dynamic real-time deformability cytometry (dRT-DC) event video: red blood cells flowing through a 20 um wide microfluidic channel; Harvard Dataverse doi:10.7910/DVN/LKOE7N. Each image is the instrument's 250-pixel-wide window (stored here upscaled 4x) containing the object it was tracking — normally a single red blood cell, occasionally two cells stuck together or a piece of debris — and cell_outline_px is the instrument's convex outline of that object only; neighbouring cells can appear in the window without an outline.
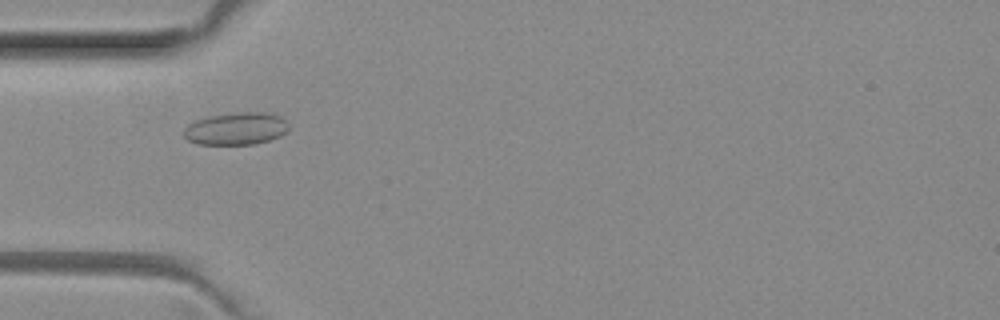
{"species": "common noctule bat (a hibernating species)", "species_latin": "Nyctalus noctula", "temperature_condition": "room temperature", "stored_images_in_passage": 6, "camera_frame_rate_fps": 3000, "um_per_image_px": 0.085, "animal": {"sex": "female", "body_mass_g": 29.2, "forearm_length_mm": 56.3}, "frame": {"image": 1, "passage_image": 4, "time_ms": 1.0, "image_size_px": [1000, 320], "cell_outline_px": [[288, 128], [280, 136], [268, 140], [252, 144], [196, 144], [188, 140], [184, 136], [184, 128], [188, 124], [196, 120], [208, 116], [240, 112], [268, 112], [280, 116], [288, 124]], "centroid_in_image_um": [20.05, 10.93], "position_along_channel_um": 65.0, "area_um2": 19.71}}
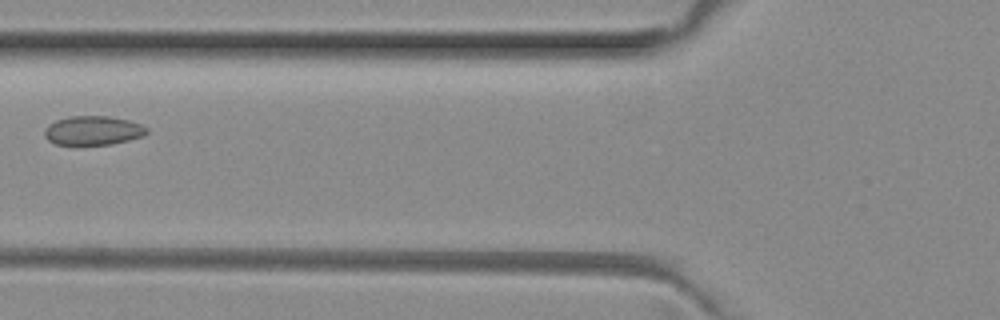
{"frame": {"image": 2, "passage_image": 5, "time_ms": 1.333, "image_size_px": [1000, 320], "cell_outline_px": [[148, 132], [144, 136], [112, 144], [56, 144], [48, 140], [44, 136], [44, 128], [48, 124], [56, 120], [68, 116], [108, 116], [128, 120], [140, 124], [148, 128]], "centroid_in_image_um": [7.89, 11.08], "position_along_channel_um": 117.9, "area_um2": 17.34}}
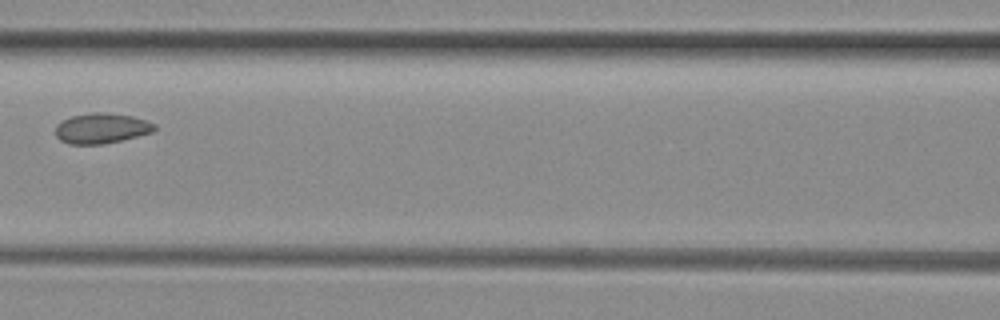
{"frame": {"image": 3, "passage_image": 6, "time_ms": 1.667, "image_size_px": [1000, 320], "cell_outline_px": [[156, 128], [152, 132], [120, 140], [100, 144], [68, 144], [60, 140], [56, 136], [56, 124], [60, 120], [72, 116], [92, 112], [104, 112], [132, 116], [156, 124]], "centroid_in_image_um": [8.58, 10.89], "position_along_channel_um": 158.0, "area_um2": 17.4}}